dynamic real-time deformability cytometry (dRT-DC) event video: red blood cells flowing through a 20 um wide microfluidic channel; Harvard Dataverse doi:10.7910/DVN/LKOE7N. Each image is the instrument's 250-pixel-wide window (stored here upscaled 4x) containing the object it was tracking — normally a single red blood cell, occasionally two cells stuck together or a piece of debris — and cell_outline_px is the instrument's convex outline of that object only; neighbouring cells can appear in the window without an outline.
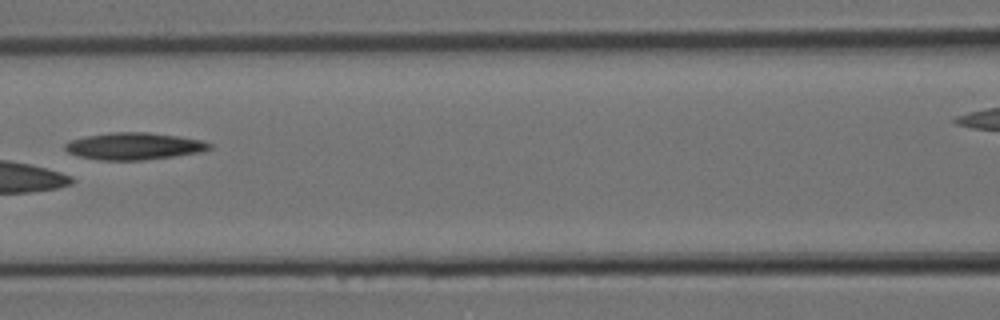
{"species": "Egyptian fruit bat (a non-hibernating species)", "species_latin": "Rousettus aegyptiacus", "temperature_condition": "room temperature", "stored_images_in_passage": 20, "camera_frame_rate_fps": 3000, "um_per_image_px": 0.085, "animal": {"sex": "female"}, "frame": {"image": 1, "passage_image": 11, "time_ms": 3.333, "image_size_px": [1000, 320], "cell_outline_px": [[212, 148], [204, 152], [176, 156], [144, 160], [96, 160], [76, 156], [68, 152], [64, 148], [64, 144], [68, 140], [84, 136], [108, 132], [148, 132], [180, 136], [200, 140], [212, 144]], "centroid_in_image_um": [11.37, 12.42], "position_along_channel_um": 155.2, "area_um2": 23.24}}